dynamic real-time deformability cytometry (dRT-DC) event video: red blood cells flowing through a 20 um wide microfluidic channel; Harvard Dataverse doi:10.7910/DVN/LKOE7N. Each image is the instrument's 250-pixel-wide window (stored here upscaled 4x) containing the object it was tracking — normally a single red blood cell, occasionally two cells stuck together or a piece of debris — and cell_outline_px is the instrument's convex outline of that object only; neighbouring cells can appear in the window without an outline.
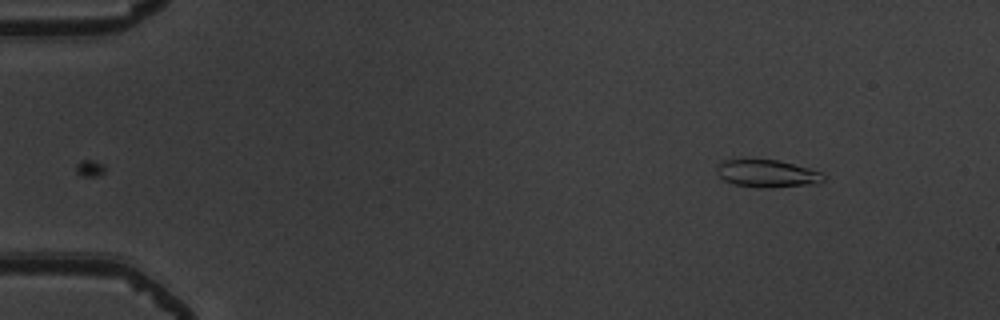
{"species": "common noctule bat (a hibernating species)", "species_latin": "Nyctalus noctula", "temperature_condition": "warm", "stored_images_in_passage": 47, "camera_frame_rate_fps": 3000, "um_per_image_px": 0.085, "animal": {"sex": "male", "body_mass_g": 19.5, "forearm_length_mm": 54.6}, "frame": {"image": 1, "passage_image": 1, "time_ms": 0.0, "image_size_px": [1000, 320], "cell_outline_px": [[828, 176], [820, 184], [768, 188], [756, 188], [732, 184], [724, 180], [716, 172], [716, 168], [724, 160], [776, 160], [808, 168], [820, 172]], "centroid_in_image_um": [65.25, 14.78], "position_along_channel_um": 19.7, "area_um2": 17.22}}
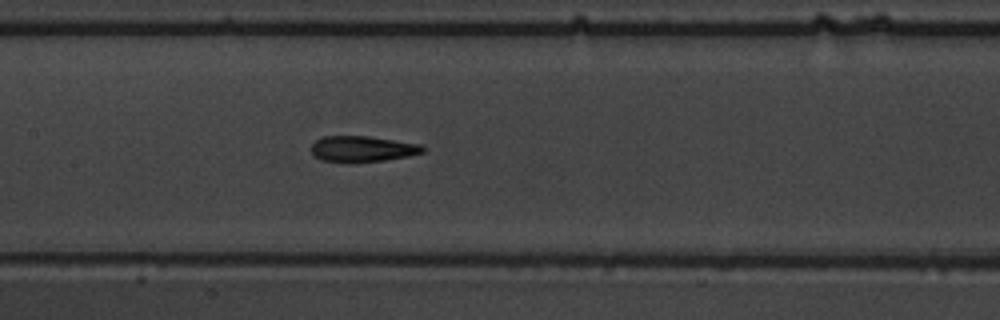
{"frame": {"image": 2, "passage_image": 21, "time_ms": 6.667, "image_size_px": [1000, 320], "cell_outline_px": [[424, 152], [408, 156], [384, 160], [320, 160], [312, 152], [312, 144], [316, 140], [324, 136], [368, 136], [420, 144], [424, 148]], "centroid_in_image_um": [30.83, 12.62], "position_along_channel_um": 176.6, "area_um2": 16.07}}
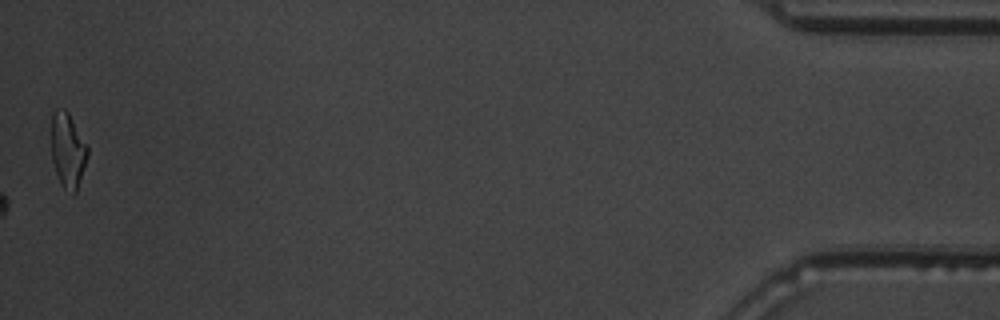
{"frame": {"image": 3, "passage_image": 47, "time_ms": 15.333, "image_size_px": [1000, 320], "cell_outline_px": [[88, 156], [76, 192], [72, 196], [60, 184], [52, 160], [52, 112], [56, 108], [64, 108], [68, 112], [88, 148]], "centroid_in_image_um": [5.76, 12.8], "position_along_channel_um": 429.4, "area_um2": 15.72}, "authors_computed_cell_mechanics": {"area_um2": 16.5308, "velocity_mm_per_s": 3.9156, "shape_relaxation_time_tau1_ms": 3.6004, "shape_relaxation_time_tau2_ms": 2.5993, "deformation_change_tau1": 0.1407, "deformation_change_tau2": 0.1252}}